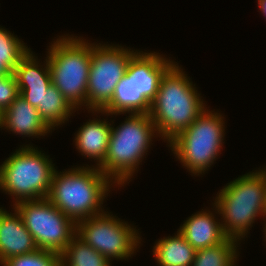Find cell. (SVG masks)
Returning a JSON list of instances; mask_svg holds the SVG:
<instances>
[{
  "mask_svg": "<svg viewBox=\"0 0 266 266\" xmlns=\"http://www.w3.org/2000/svg\"><path fill=\"white\" fill-rule=\"evenodd\" d=\"M110 261L75 235L61 253V266H111Z\"/></svg>",
  "mask_w": 266,
  "mask_h": 266,
  "instance_id": "obj_21",
  "label": "cell"
},
{
  "mask_svg": "<svg viewBox=\"0 0 266 266\" xmlns=\"http://www.w3.org/2000/svg\"><path fill=\"white\" fill-rule=\"evenodd\" d=\"M42 151L29 144L16 149L0 165V190L13 196V204L47 198L55 172L54 164Z\"/></svg>",
  "mask_w": 266,
  "mask_h": 266,
  "instance_id": "obj_6",
  "label": "cell"
},
{
  "mask_svg": "<svg viewBox=\"0 0 266 266\" xmlns=\"http://www.w3.org/2000/svg\"><path fill=\"white\" fill-rule=\"evenodd\" d=\"M37 110L42 121L52 131L55 127L69 122L70 116L76 110L65 99L62 93L53 85L43 93L42 106H38Z\"/></svg>",
  "mask_w": 266,
  "mask_h": 266,
  "instance_id": "obj_18",
  "label": "cell"
},
{
  "mask_svg": "<svg viewBox=\"0 0 266 266\" xmlns=\"http://www.w3.org/2000/svg\"><path fill=\"white\" fill-rule=\"evenodd\" d=\"M224 116L206 108L186 129L168 142L174 156L194 175H203L218 159L224 144Z\"/></svg>",
  "mask_w": 266,
  "mask_h": 266,
  "instance_id": "obj_7",
  "label": "cell"
},
{
  "mask_svg": "<svg viewBox=\"0 0 266 266\" xmlns=\"http://www.w3.org/2000/svg\"><path fill=\"white\" fill-rule=\"evenodd\" d=\"M263 169L236 178L217 193L213 208L222 217V228L228 237L241 241L256 217L264 216L266 167Z\"/></svg>",
  "mask_w": 266,
  "mask_h": 266,
  "instance_id": "obj_3",
  "label": "cell"
},
{
  "mask_svg": "<svg viewBox=\"0 0 266 266\" xmlns=\"http://www.w3.org/2000/svg\"><path fill=\"white\" fill-rule=\"evenodd\" d=\"M154 135L159 136L149 114H129L116 128L112 124L108 152L98 169L116 186L126 185L147 155Z\"/></svg>",
  "mask_w": 266,
  "mask_h": 266,
  "instance_id": "obj_4",
  "label": "cell"
},
{
  "mask_svg": "<svg viewBox=\"0 0 266 266\" xmlns=\"http://www.w3.org/2000/svg\"><path fill=\"white\" fill-rule=\"evenodd\" d=\"M30 50L18 63L13 74L19 94L33 107L42 106L43 93L52 85L50 67L45 57L44 66ZM44 67V68H43Z\"/></svg>",
  "mask_w": 266,
  "mask_h": 266,
  "instance_id": "obj_12",
  "label": "cell"
},
{
  "mask_svg": "<svg viewBox=\"0 0 266 266\" xmlns=\"http://www.w3.org/2000/svg\"><path fill=\"white\" fill-rule=\"evenodd\" d=\"M174 63L157 52L138 50L130 58L125 74H135L136 114H149L161 79Z\"/></svg>",
  "mask_w": 266,
  "mask_h": 266,
  "instance_id": "obj_11",
  "label": "cell"
},
{
  "mask_svg": "<svg viewBox=\"0 0 266 266\" xmlns=\"http://www.w3.org/2000/svg\"><path fill=\"white\" fill-rule=\"evenodd\" d=\"M258 1V7L260 9V12L265 16L266 18V0H257Z\"/></svg>",
  "mask_w": 266,
  "mask_h": 266,
  "instance_id": "obj_26",
  "label": "cell"
},
{
  "mask_svg": "<svg viewBox=\"0 0 266 266\" xmlns=\"http://www.w3.org/2000/svg\"><path fill=\"white\" fill-rule=\"evenodd\" d=\"M131 50V51H130ZM121 45L91 43L87 85L88 111H101L111 100L115 87L125 75L130 58L137 52Z\"/></svg>",
  "mask_w": 266,
  "mask_h": 266,
  "instance_id": "obj_10",
  "label": "cell"
},
{
  "mask_svg": "<svg viewBox=\"0 0 266 266\" xmlns=\"http://www.w3.org/2000/svg\"><path fill=\"white\" fill-rule=\"evenodd\" d=\"M19 95L14 74L0 76V112L6 110Z\"/></svg>",
  "mask_w": 266,
  "mask_h": 266,
  "instance_id": "obj_24",
  "label": "cell"
},
{
  "mask_svg": "<svg viewBox=\"0 0 266 266\" xmlns=\"http://www.w3.org/2000/svg\"><path fill=\"white\" fill-rule=\"evenodd\" d=\"M93 115L136 114L135 74H125L115 87L110 102L101 111H92Z\"/></svg>",
  "mask_w": 266,
  "mask_h": 266,
  "instance_id": "obj_19",
  "label": "cell"
},
{
  "mask_svg": "<svg viewBox=\"0 0 266 266\" xmlns=\"http://www.w3.org/2000/svg\"><path fill=\"white\" fill-rule=\"evenodd\" d=\"M239 243L227 237L222 243L197 250L191 266H236Z\"/></svg>",
  "mask_w": 266,
  "mask_h": 266,
  "instance_id": "obj_20",
  "label": "cell"
},
{
  "mask_svg": "<svg viewBox=\"0 0 266 266\" xmlns=\"http://www.w3.org/2000/svg\"><path fill=\"white\" fill-rule=\"evenodd\" d=\"M215 216L209 209L199 211L185 220L178 231L196 251L215 246L228 237Z\"/></svg>",
  "mask_w": 266,
  "mask_h": 266,
  "instance_id": "obj_15",
  "label": "cell"
},
{
  "mask_svg": "<svg viewBox=\"0 0 266 266\" xmlns=\"http://www.w3.org/2000/svg\"><path fill=\"white\" fill-rule=\"evenodd\" d=\"M76 235L110 262L129 259L142 241L136 227L108 211L77 222Z\"/></svg>",
  "mask_w": 266,
  "mask_h": 266,
  "instance_id": "obj_9",
  "label": "cell"
},
{
  "mask_svg": "<svg viewBox=\"0 0 266 266\" xmlns=\"http://www.w3.org/2000/svg\"><path fill=\"white\" fill-rule=\"evenodd\" d=\"M265 219H266V218H264L263 220L265 221ZM263 229H264L263 232L265 233V234H264V235H265V239H264V240L266 241V222H265V227H264Z\"/></svg>",
  "mask_w": 266,
  "mask_h": 266,
  "instance_id": "obj_27",
  "label": "cell"
},
{
  "mask_svg": "<svg viewBox=\"0 0 266 266\" xmlns=\"http://www.w3.org/2000/svg\"><path fill=\"white\" fill-rule=\"evenodd\" d=\"M196 250L177 231L175 236L163 237L153 246V255L159 266H191Z\"/></svg>",
  "mask_w": 266,
  "mask_h": 266,
  "instance_id": "obj_17",
  "label": "cell"
},
{
  "mask_svg": "<svg viewBox=\"0 0 266 266\" xmlns=\"http://www.w3.org/2000/svg\"><path fill=\"white\" fill-rule=\"evenodd\" d=\"M264 217L266 218V199H265V207H264Z\"/></svg>",
  "mask_w": 266,
  "mask_h": 266,
  "instance_id": "obj_28",
  "label": "cell"
},
{
  "mask_svg": "<svg viewBox=\"0 0 266 266\" xmlns=\"http://www.w3.org/2000/svg\"><path fill=\"white\" fill-rule=\"evenodd\" d=\"M38 249L61 254L76 235V223L47 198L13 204Z\"/></svg>",
  "mask_w": 266,
  "mask_h": 266,
  "instance_id": "obj_8",
  "label": "cell"
},
{
  "mask_svg": "<svg viewBox=\"0 0 266 266\" xmlns=\"http://www.w3.org/2000/svg\"><path fill=\"white\" fill-rule=\"evenodd\" d=\"M1 127L24 137L39 138L52 132L42 121L37 108L30 105L20 94L2 112Z\"/></svg>",
  "mask_w": 266,
  "mask_h": 266,
  "instance_id": "obj_14",
  "label": "cell"
},
{
  "mask_svg": "<svg viewBox=\"0 0 266 266\" xmlns=\"http://www.w3.org/2000/svg\"><path fill=\"white\" fill-rule=\"evenodd\" d=\"M2 266H61V254L37 249L28 254L17 255L4 261Z\"/></svg>",
  "mask_w": 266,
  "mask_h": 266,
  "instance_id": "obj_23",
  "label": "cell"
},
{
  "mask_svg": "<svg viewBox=\"0 0 266 266\" xmlns=\"http://www.w3.org/2000/svg\"><path fill=\"white\" fill-rule=\"evenodd\" d=\"M1 120H2V113L0 112V128H2L1 127Z\"/></svg>",
  "mask_w": 266,
  "mask_h": 266,
  "instance_id": "obj_29",
  "label": "cell"
},
{
  "mask_svg": "<svg viewBox=\"0 0 266 266\" xmlns=\"http://www.w3.org/2000/svg\"><path fill=\"white\" fill-rule=\"evenodd\" d=\"M10 74H13V71L5 63H0V76Z\"/></svg>",
  "mask_w": 266,
  "mask_h": 266,
  "instance_id": "obj_25",
  "label": "cell"
},
{
  "mask_svg": "<svg viewBox=\"0 0 266 266\" xmlns=\"http://www.w3.org/2000/svg\"><path fill=\"white\" fill-rule=\"evenodd\" d=\"M107 119L89 120L84 123L76 132L74 138L76 149L81 155L95 161V166L99 167L108 152V144L111 134L112 124Z\"/></svg>",
  "mask_w": 266,
  "mask_h": 266,
  "instance_id": "obj_16",
  "label": "cell"
},
{
  "mask_svg": "<svg viewBox=\"0 0 266 266\" xmlns=\"http://www.w3.org/2000/svg\"><path fill=\"white\" fill-rule=\"evenodd\" d=\"M190 78L174 63L163 75L151 104V117L159 137L172 140L207 108Z\"/></svg>",
  "mask_w": 266,
  "mask_h": 266,
  "instance_id": "obj_1",
  "label": "cell"
},
{
  "mask_svg": "<svg viewBox=\"0 0 266 266\" xmlns=\"http://www.w3.org/2000/svg\"><path fill=\"white\" fill-rule=\"evenodd\" d=\"M13 212L0 209V264L14 256L38 249L18 212L15 209Z\"/></svg>",
  "mask_w": 266,
  "mask_h": 266,
  "instance_id": "obj_13",
  "label": "cell"
},
{
  "mask_svg": "<svg viewBox=\"0 0 266 266\" xmlns=\"http://www.w3.org/2000/svg\"><path fill=\"white\" fill-rule=\"evenodd\" d=\"M47 61L51 82L75 109H87V85L91 63V43L78 36H59L51 42Z\"/></svg>",
  "mask_w": 266,
  "mask_h": 266,
  "instance_id": "obj_5",
  "label": "cell"
},
{
  "mask_svg": "<svg viewBox=\"0 0 266 266\" xmlns=\"http://www.w3.org/2000/svg\"><path fill=\"white\" fill-rule=\"evenodd\" d=\"M14 33L0 26V63H5L13 72L19 61L31 48Z\"/></svg>",
  "mask_w": 266,
  "mask_h": 266,
  "instance_id": "obj_22",
  "label": "cell"
},
{
  "mask_svg": "<svg viewBox=\"0 0 266 266\" xmlns=\"http://www.w3.org/2000/svg\"><path fill=\"white\" fill-rule=\"evenodd\" d=\"M112 186L115 184L93 165L55 170L47 199L77 223L105 212L102 205Z\"/></svg>",
  "mask_w": 266,
  "mask_h": 266,
  "instance_id": "obj_2",
  "label": "cell"
}]
</instances>
